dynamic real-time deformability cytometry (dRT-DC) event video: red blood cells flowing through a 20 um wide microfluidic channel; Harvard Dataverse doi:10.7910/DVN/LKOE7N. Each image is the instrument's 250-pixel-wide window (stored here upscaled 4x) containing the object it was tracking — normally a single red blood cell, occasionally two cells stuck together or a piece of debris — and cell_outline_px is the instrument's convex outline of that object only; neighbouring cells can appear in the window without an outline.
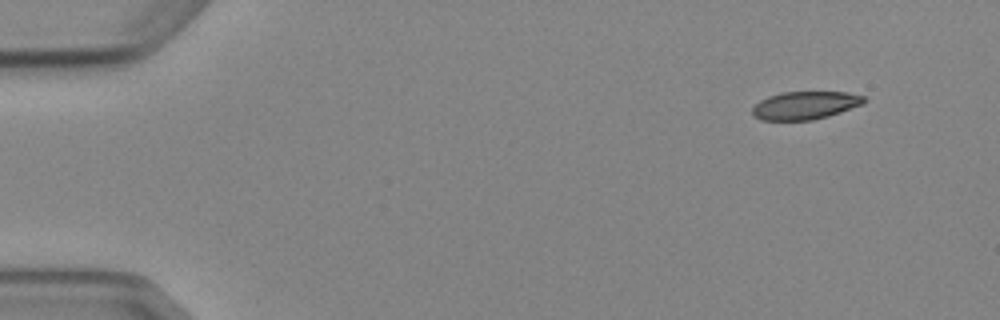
{"species": "Egyptian fruit bat (a non-hibernating species)", "species_latin": "Rousettus aegyptiacus", "temperature_condition": "cold", "stored_images_in_passage": 4, "camera_frame_rate_fps": 3000, "um_per_image_px": 0.085, "animal": {"sex": "female"}, "frame": {"image": 1, "passage_image": 1, "time_ms": 0.0, "image_size_px": [1000, 320], "cell_outline_px": [[868, 100], [864, 104], [828, 116], [812, 120], [760, 120], [752, 116], [752, 108], [760, 100], [768, 96], [784, 92], [848, 92], [864, 96]], "centroid_in_image_um": [68.44, 8.95], "position_along_channel_um": 16.6, "area_um2": 18.32}}
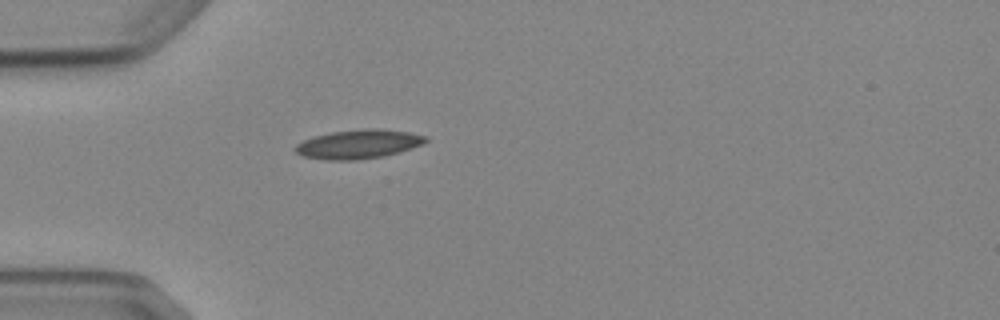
{"frame": {"image": 2, "passage_image": 4, "time_ms": 3.667, "image_size_px": [1000, 320], "cell_outline_px": [[428, 140], [412, 148], [400, 152], [384, 156], [356, 160], [328, 160], [304, 156], [296, 152], [292, 148], [296, 144], [312, 136], [332, 132], [364, 128], [380, 128], [408, 132], [428, 136]], "centroid_in_image_um": [30.46, 12.24], "position_along_channel_um": 54.5, "area_um2": 22.14}}